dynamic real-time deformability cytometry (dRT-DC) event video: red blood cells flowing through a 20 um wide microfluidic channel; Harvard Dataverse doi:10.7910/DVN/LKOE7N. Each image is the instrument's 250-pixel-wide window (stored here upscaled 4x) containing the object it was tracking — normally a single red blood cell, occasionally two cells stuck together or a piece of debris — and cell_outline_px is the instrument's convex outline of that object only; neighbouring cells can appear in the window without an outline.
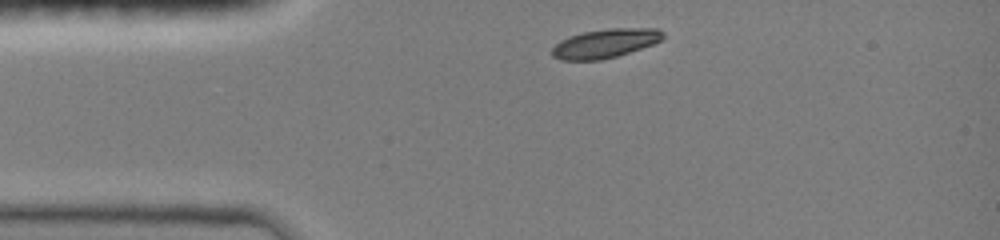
{"species": "common noctule bat (a hibernating species)", "species_latin": "Nyctalus noctula", "temperature_condition": "room temperature", "stored_images_in_passage": 3, "camera_frame_rate_fps": 3000, "um_per_image_px": 0.085, "animal": {"sex": "female", "body_mass_g": 19.0, "forearm_length_mm": 51.5}, "frame": {"image": 1, "passage_image": 1, "time_ms": 0.0, "image_size_px": [1000, 240], "cell_outline_px": [[664, 36], [660, 40], [652, 44], [616, 56], [600, 60], [560, 60], [552, 56], [552, 48], [560, 40], [584, 32], [608, 28], [656, 28], [664, 32]], "centroid_in_image_um": [51.43, 3.68], "position_along_channel_um": 33.6, "area_um2": 18.5}}